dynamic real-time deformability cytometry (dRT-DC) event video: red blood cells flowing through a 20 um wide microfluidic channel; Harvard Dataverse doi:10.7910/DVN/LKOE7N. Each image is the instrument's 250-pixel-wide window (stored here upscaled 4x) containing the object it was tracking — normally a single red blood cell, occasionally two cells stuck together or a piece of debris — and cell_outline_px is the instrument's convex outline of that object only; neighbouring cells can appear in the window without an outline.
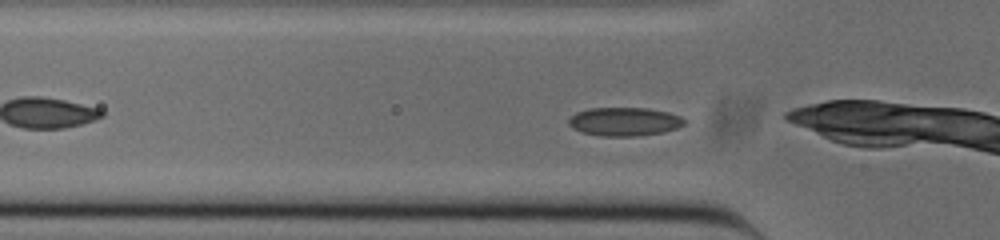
{"species": "common noctule bat (a hibernating species)", "species_latin": "Nyctalus noctula", "temperature_condition": "cold", "stored_images_in_passage": 47, "camera_frame_rate_fps": 3000, "um_per_image_px": 0.085, "animal": {"sex": "male", "body_mass_g": 20.0, "forearm_length_mm": 53.3}, "frame": {"image": 1, "passage_image": 9, "time_ms": 2.667, "image_size_px": [1000, 240], "cell_outline_px": [[684, 124], [676, 128], [664, 132], [636, 136], [600, 136], [580, 132], [572, 128], [568, 124], [568, 116], [576, 112], [588, 108], [648, 108], [668, 112], [680, 116], [684, 120]], "centroid_in_image_um": [53.01, 10.33], "position_along_channel_um": 72.8, "area_um2": 19.42}}
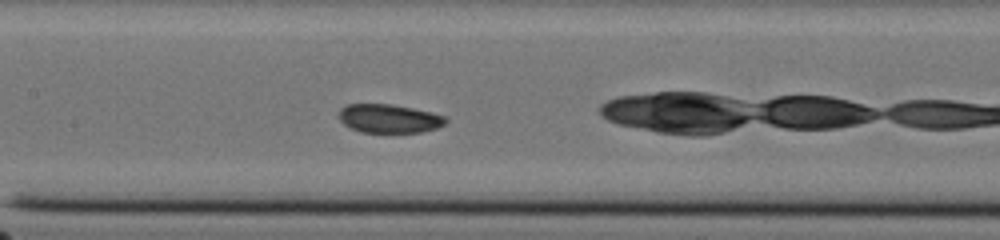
{"frame": {"image": 2, "passage_image": 17, "time_ms": 5.333, "image_size_px": [1000, 240], "cell_outline_px": [[448, 120], [444, 124], [436, 128], [420, 132], [360, 132], [344, 124], [340, 120], [340, 108], [348, 104], [392, 104], [432, 112], [444, 116]], "centroid_in_image_um": [33.08, 10.07], "position_along_channel_um": 174.3, "area_um2": 17.69}}
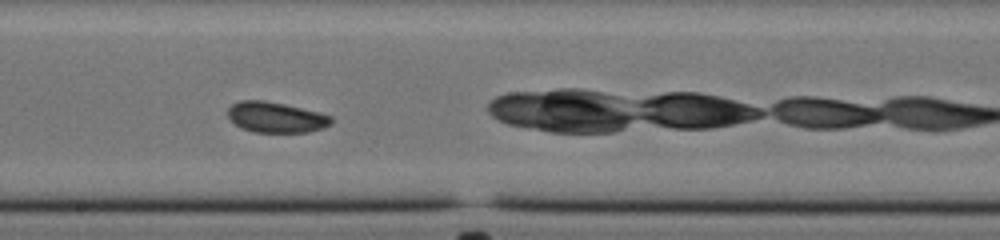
{"frame": {"image": 3, "passage_image": 21, "time_ms": 6.667, "image_size_px": [1000, 240], "cell_outline_px": [[332, 124], [324, 128], [308, 132], [252, 132], [240, 128], [228, 116], [228, 108], [232, 104], [240, 100], [264, 100], [284, 104], [320, 112], [332, 116]], "centroid_in_image_um": [23.47, 9.97], "position_along_channel_um": 224.7, "area_um2": 18.55}, "authors_computed_cell_mechanics": {"area_um2": 18.6116, "velocity_mm_per_s": 3.7981, "shape_relaxation_time_tau1_ms": 3.8509, "shape_relaxation_time_tau2_ms": 7.0899, "deformation_change_tau1": 0.0544, "deformation_change_tau2": 0.0862}}